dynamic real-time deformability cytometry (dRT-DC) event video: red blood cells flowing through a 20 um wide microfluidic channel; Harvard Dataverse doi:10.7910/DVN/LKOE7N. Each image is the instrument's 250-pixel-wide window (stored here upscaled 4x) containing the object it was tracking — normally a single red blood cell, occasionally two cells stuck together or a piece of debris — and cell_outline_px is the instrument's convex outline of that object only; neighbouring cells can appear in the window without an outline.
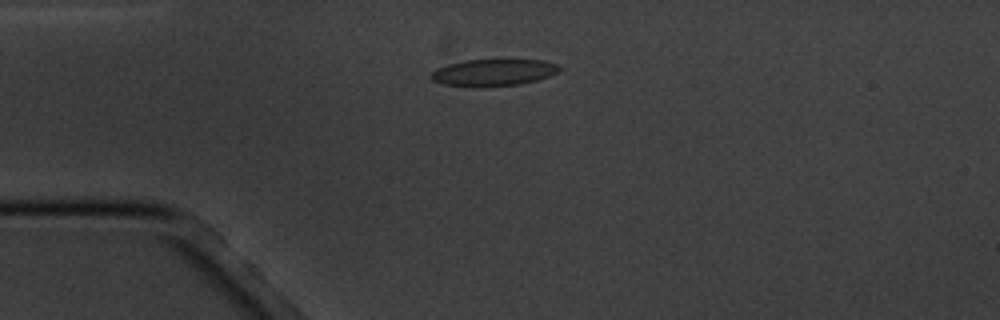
{"species": "common noctule bat (a hibernating species)", "species_latin": "Nyctalus noctula", "temperature_condition": "cold", "stored_images_in_passage": 7, "camera_frame_rate_fps": 3000, "um_per_image_px": 0.085, "animal": {"sex": "male", "body_mass_g": 20.1, "forearm_length_mm": 53.5}, "frame": {"image": 1, "passage_image": 4, "time_ms": 3.667, "image_size_px": [1000, 320], "cell_outline_px": [[560, 68], [556, 72], [548, 76], [536, 80], [520, 84], [476, 88], [472, 88], [444, 84], [432, 80], [428, 76], [436, 68], [448, 64], [464, 60], [544, 60], [556, 64]], "centroid_in_image_um": [41.86, 6.18], "position_along_channel_um": 43.1, "area_um2": 20.17}}
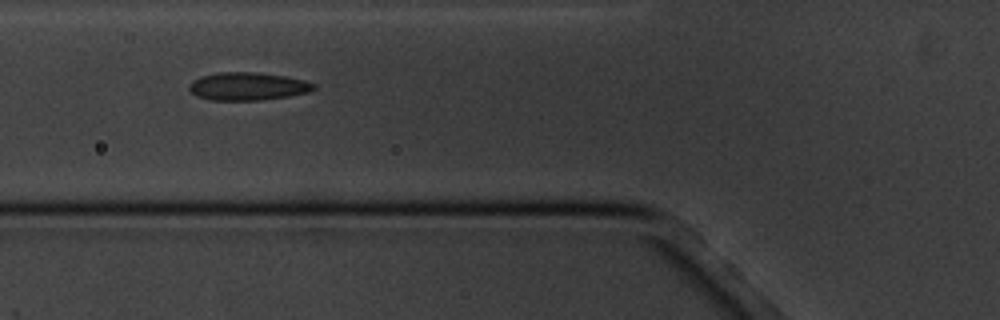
{"frame": {"image": 2, "passage_image": 6, "time_ms": 6.0, "image_size_px": [1000, 320], "cell_outline_px": [[316, 88], [308, 92], [288, 96], [260, 100], [212, 100], [196, 96], [188, 88], [188, 84], [192, 80], [200, 76], [216, 72], [256, 72], [284, 76], [304, 80], [316, 84]], "centroid_in_image_um": [21.02, 7.33], "position_along_channel_um": 104.8, "area_um2": 20.35}}
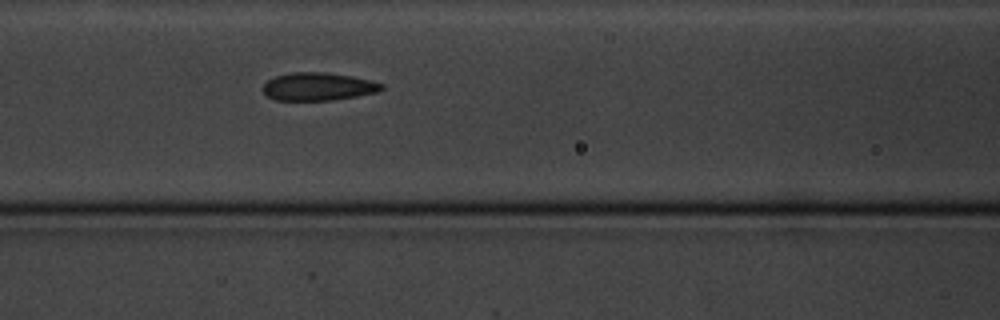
{"frame": {"image": 3, "passage_image": 7, "time_ms": 7.0, "image_size_px": [1000, 320], "cell_outline_px": [[384, 88], [376, 92], [356, 96], [332, 100], [276, 100], [268, 96], [264, 92], [264, 84], [268, 80], [276, 76], [288, 72], [328, 72], [352, 76], [372, 80], [384, 84]], "centroid_in_image_um": [27.07, 7.34], "position_along_channel_um": 139.5, "area_um2": 19.31}}